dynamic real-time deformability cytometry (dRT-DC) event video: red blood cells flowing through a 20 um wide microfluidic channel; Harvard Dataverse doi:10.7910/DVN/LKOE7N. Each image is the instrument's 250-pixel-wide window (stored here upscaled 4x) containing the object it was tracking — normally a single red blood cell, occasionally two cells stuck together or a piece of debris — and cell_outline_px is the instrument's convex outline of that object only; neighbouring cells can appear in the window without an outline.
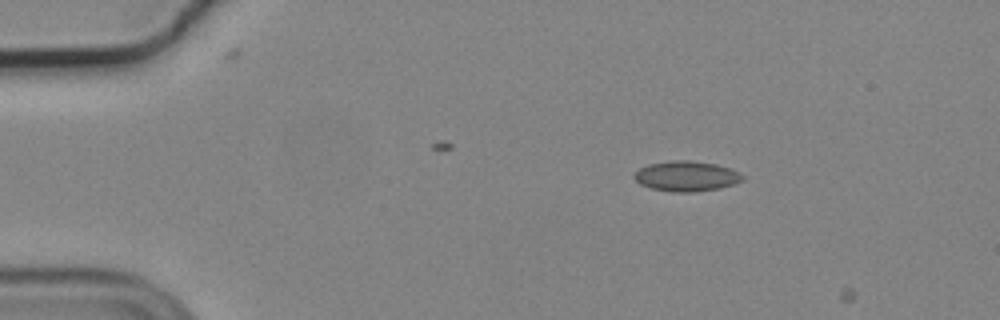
{"species": "common noctule bat (a hibernating species)", "species_latin": "Nyctalus noctula", "temperature_condition": "cold", "stored_images_in_passage": 3, "camera_frame_rate_fps": 3000, "um_per_image_px": 0.085, "animal": {"sex": "male", "body_mass_g": 19.2, "forearm_length_mm": 51.8}, "frame": {"image": 1, "passage_image": 1, "time_ms": 0.0, "image_size_px": [1000, 320], "cell_outline_px": [[744, 180], [720, 188], [692, 192], [672, 192], [652, 188], [640, 184], [632, 176], [640, 168], [648, 164], [672, 160], [688, 160], [716, 164], [740, 172], [744, 176]], "centroid_in_image_um": [58.34, 14.97], "position_along_channel_um": 26.7, "area_um2": 19.02}}